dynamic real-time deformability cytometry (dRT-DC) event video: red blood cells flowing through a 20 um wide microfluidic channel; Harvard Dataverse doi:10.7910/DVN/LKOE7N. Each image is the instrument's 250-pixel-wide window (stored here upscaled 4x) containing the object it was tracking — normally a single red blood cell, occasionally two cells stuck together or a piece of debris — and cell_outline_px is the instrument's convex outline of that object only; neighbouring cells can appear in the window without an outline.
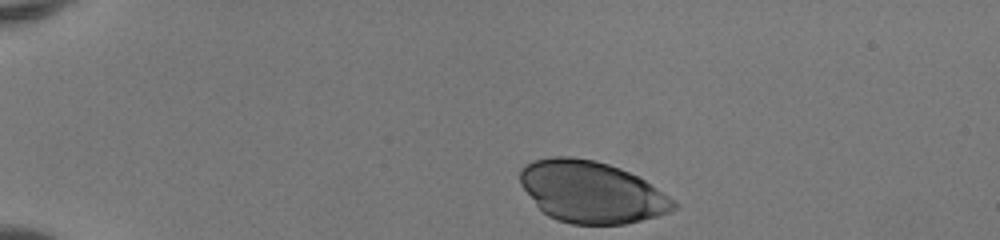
{"species": "human", "species_latin": "Homo sapiens", "temperature_condition": "room temperature", "stored_images_in_passage": 36, "camera_frame_rate_fps": 3000, "um_per_image_px": 0.085, "donor": {"sex": "female"}, "frame": {"image": 1, "passage_image": 1, "time_ms": 0.0, "image_size_px": [1000, 240], "cell_outline_px": [[680, 204], [676, 208], [668, 212], [656, 216], [624, 224], [572, 224], [556, 220], [548, 216], [536, 204], [520, 184], [520, 168], [524, 164], [532, 160], [552, 156], [572, 156], [596, 160], [620, 168], [644, 180], [676, 200]], "centroid_in_image_um": [50.26, 16.3], "position_along_channel_um": 34.7, "area_um2": 55.26}}